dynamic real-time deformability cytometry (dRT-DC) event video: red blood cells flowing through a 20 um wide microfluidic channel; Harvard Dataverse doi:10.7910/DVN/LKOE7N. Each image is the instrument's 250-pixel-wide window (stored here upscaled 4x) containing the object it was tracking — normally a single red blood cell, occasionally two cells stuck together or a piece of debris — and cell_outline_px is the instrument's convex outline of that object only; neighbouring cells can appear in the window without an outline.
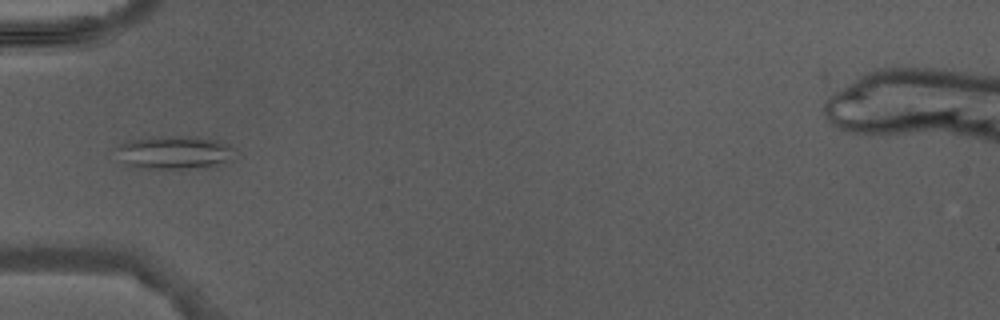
{"species": "Egyptian fruit bat (a non-hibernating species)", "species_latin": "Rousettus aegyptiacus", "temperature_condition": "warm", "stored_images_in_passage": 5, "camera_frame_rate_fps": 3000, "um_per_image_px": 0.085, "animal": {"sex": "male"}, "frame": {"image": 1, "passage_image": 5, "time_ms": 4.667, "image_size_px": [1000, 320], "cell_outline_px": [[232, 160], [216, 168], [180, 172], [140, 168], [124, 164], [116, 148], [120, 144], [132, 140], [176, 136], [192, 136], [220, 140], [228, 144], [232, 148]], "centroid_in_image_um": [14.93, 13.05], "position_along_channel_um": 70.1, "area_um2": 24.04}}